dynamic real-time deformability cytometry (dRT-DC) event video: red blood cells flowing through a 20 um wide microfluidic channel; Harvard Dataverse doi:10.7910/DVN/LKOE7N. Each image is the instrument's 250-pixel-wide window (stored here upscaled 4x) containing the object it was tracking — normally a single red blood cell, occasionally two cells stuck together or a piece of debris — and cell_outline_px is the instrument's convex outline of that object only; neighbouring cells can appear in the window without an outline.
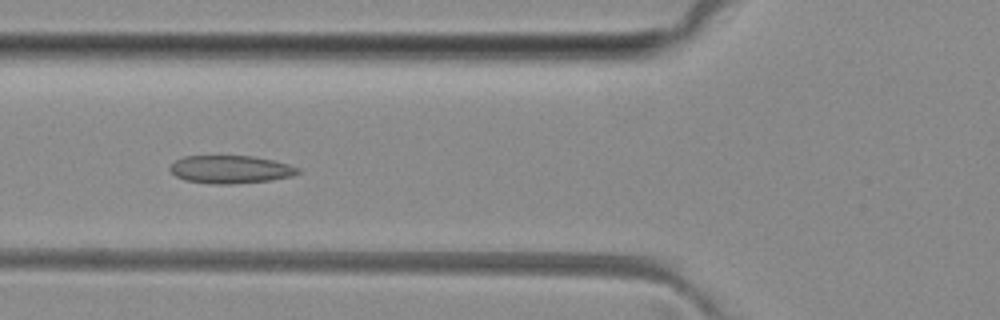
{"species": "common noctule bat (a hibernating species)", "species_latin": "Nyctalus noctula", "temperature_condition": "room temperature", "stored_images_in_passage": 8, "camera_frame_rate_fps": 3000, "um_per_image_px": 0.085, "animal": {"sex": "female", "body_mass_g": 29.2, "forearm_length_mm": 56.3}, "frame": {"image": 1, "passage_image": 5, "time_ms": 5.667, "image_size_px": [1000, 320], "cell_outline_px": [[300, 172], [292, 176], [272, 180], [232, 184], [212, 184], [184, 180], [176, 176], [168, 168], [176, 160], [184, 156], [252, 156], [272, 160], [288, 164], [300, 168]], "centroid_in_image_um": [19.59, 14.4], "position_along_channel_um": 106.2, "area_um2": 20.81}}
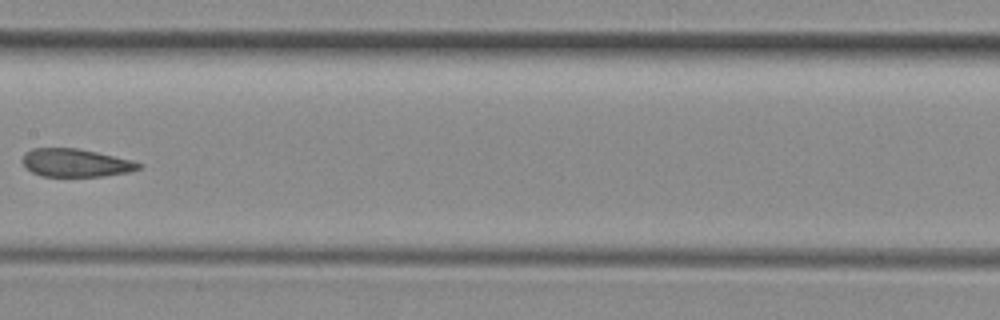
{"frame": {"image": 2, "passage_image": 7, "time_ms": 8.0, "image_size_px": [1000, 320], "cell_outline_px": [[144, 164], [140, 168], [128, 172], [104, 176], [40, 176], [32, 172], [20, 160], [24, 152], [32, 148], [76, 148], [96, 152], [132, 160]], "centroid_in_image_um": [6.41, 13.83], "position_along_channel_um": 201.0, "area_um2": 19.02}}
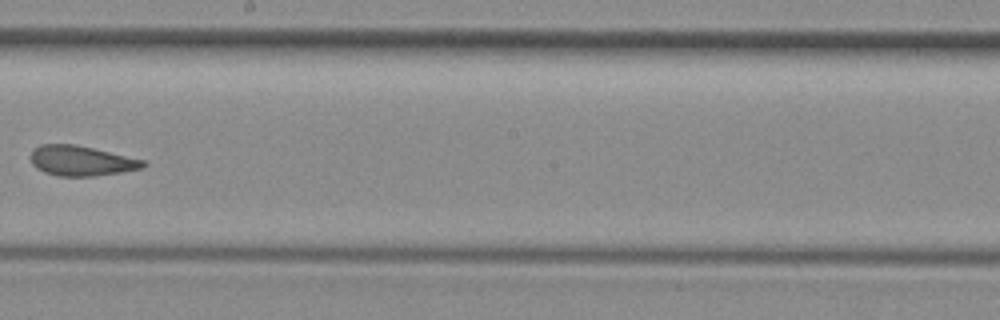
{"frame": {"image": 3, "passage_image": 8, "time_ms": 9.0, "image_size_px": [1000, 320], "cell_outline_px": [[148, 164], [144, 168], [120, 172], [92, 176], [56, 176], [44, 172], [36, 168], [32, 164], [32, 152], [40, 144], [76, 144], [144, 160]], "centroid_in_image_um": [6.92, 13.67], "position_along_channel_um": 241.3, "area_um2": 19.59}}